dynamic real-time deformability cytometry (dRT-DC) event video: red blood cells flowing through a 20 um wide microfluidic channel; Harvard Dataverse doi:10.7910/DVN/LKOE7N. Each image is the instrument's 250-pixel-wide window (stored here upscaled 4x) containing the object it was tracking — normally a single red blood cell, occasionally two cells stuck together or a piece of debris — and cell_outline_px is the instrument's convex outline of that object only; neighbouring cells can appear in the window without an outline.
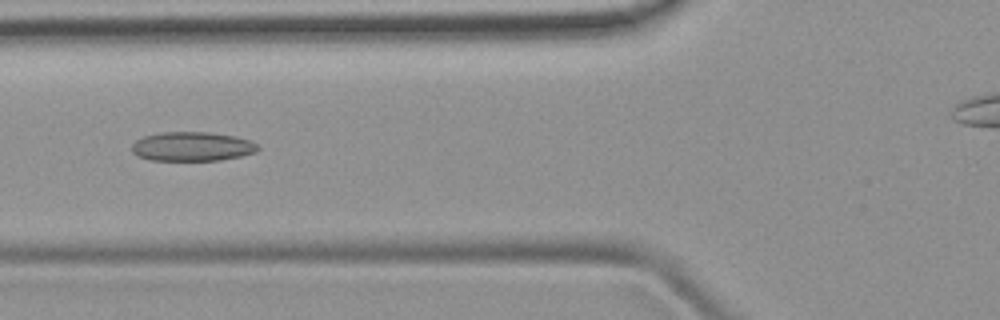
{"species": "common noctule bat (a hibernating species)", "species_latin": "Nyctalus noctula", "temperature_condition": "room temperature", "stored_images_in_passage": 3, "camera_frame_rate_fps": 3000, "um_per_image_px": 0.085, "animal": {"sex": "female", "body_mass_g": 19.9}, "frame": {"image": 1, "passage_image": 2, "time_ms": 1.0, "image_size_px": [1000, 320], "cell_outline_px": [[260, 148], [256, 152], [240, 156], [220, 160], [148, 160], [136, 156], [132, 152], [132, 144], [136, 140], [144, 136], [160, 132], [208, 132], [236, 136], [252, 140], [260, 144]], "centroid_in_image_um": [16.36, 12.45], "position_along_channel_um": 109.4, "area_um2": 21.73}}